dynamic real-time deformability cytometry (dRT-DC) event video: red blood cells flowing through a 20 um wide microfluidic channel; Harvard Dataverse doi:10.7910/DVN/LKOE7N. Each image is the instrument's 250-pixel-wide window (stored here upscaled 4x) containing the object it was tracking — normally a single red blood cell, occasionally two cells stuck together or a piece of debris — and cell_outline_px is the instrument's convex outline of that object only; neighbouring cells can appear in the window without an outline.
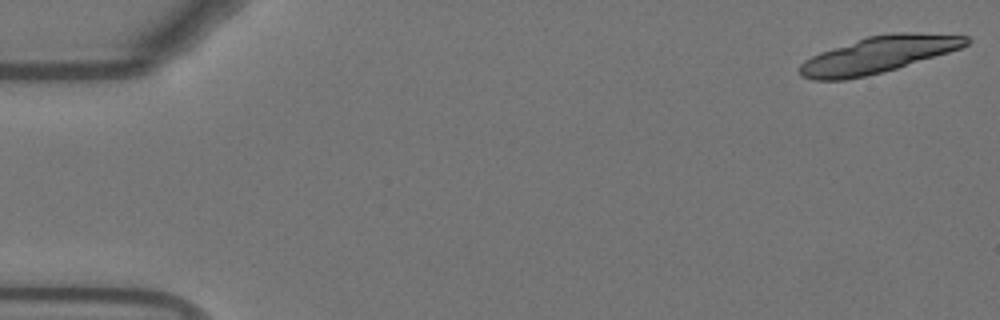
{"species": "Egyptian fruit bat (a non-hibernating species)", "species_latin": "Rousettus aegyptiacus", "temperature_condition": "warm", "stored_images_in_passage": 18, "camera_frame_rate_fps": 3000, "um_per_image_px": 0.085, "animal": {"sex": "female"}, "frame": {"image": 1, "passage_image": 1, "time_ms": 0.0, "image_size_px": [1000, 320], "cell_outline_px": [[972, 40], [968, 44], [960, 48], [948, 52], [896, 68], [864, 76], [844, 80], [812, 80], [800, 76], [800, 64], [804, 60], [820, 52], [868, 36], [892, 32], [908, 32], [968, 36]], "centroid_in_image_um": [74.63, 4.64], "position_along_channel_um": 10.4, "area_um2": 34.97}}